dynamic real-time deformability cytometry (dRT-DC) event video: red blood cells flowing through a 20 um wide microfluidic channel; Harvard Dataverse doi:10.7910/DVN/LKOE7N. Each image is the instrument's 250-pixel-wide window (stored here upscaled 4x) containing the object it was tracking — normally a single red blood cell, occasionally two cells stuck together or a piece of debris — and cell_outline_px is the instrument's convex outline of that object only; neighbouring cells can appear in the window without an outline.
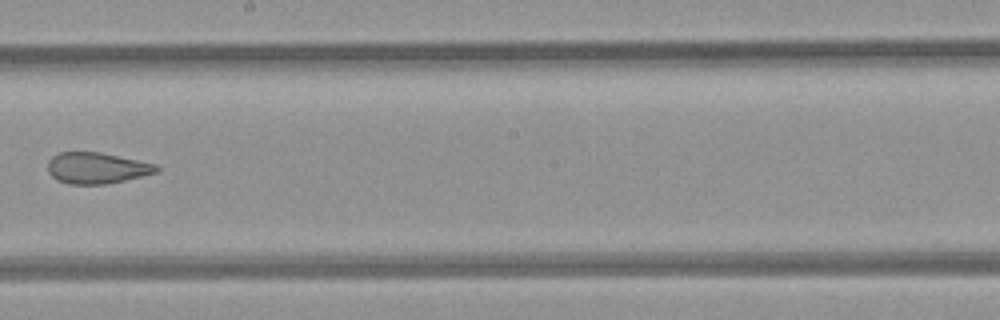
{"species": "common noctule bat (a hibernating species)", "species_latin": "Nyctalus noctula", "temperature_condition": "room temperature", "stored_images_in_passage": 8, "camera_frame_rate_fps": 3000, "um_per_image_px": 0.085, "animal": {"sex": "female", "body_mass_g": 21.9}, "frame": {"image": 1, "passage_image": 7, "time_ms": 7.667, "image_size_px": [1000, 320], "cell_outline_px": [[160, 168], [156, 172], [108, 184], [68, 184], [56, 180], [48, 172], [48, 160], [52, 156], [60, 152], [100, 152], [156, 164]], "centroid_in_image_um": [8.18, 14.28], "position_along_channel_um": 240.0, "area_um2": 19.65}}
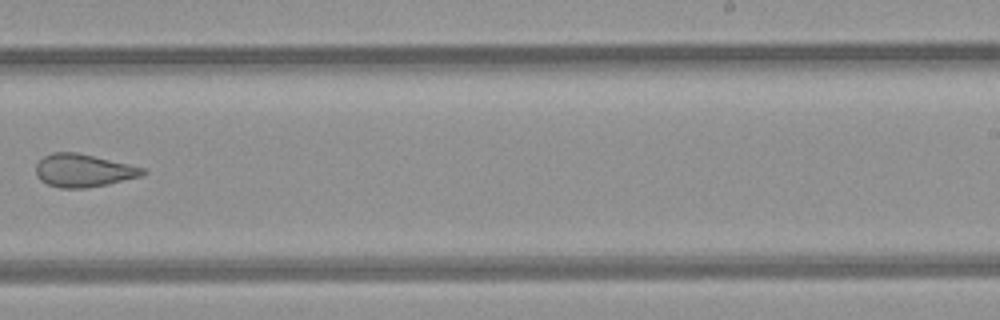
{"frame": {"image": 2, "passage_image": 8, "time_ms": 8.667, "image_size_px": [1000, 320], "cell_outline_px": [[148, 172], [144, 176], [108, 184], [88, 188], [60, 188], [48, 184], [40, 180], [36, 176], [36, 164], [44, 156], [52, 152], [76, 152], [128, 164], [144, 168]], "centroid_in_image_um": [7.1, 14.5], "position_along_channel_um": 281.9, "area_um2": 20.58}}